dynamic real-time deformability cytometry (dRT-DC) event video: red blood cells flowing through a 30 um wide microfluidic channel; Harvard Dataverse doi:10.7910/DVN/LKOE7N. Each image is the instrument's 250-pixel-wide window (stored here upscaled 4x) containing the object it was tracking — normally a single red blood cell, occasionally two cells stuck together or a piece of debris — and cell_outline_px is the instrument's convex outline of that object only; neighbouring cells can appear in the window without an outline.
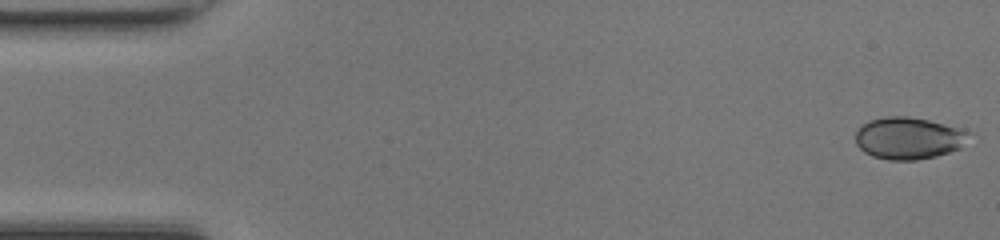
{"species": "common noctule bat (a hibernating species)", "species_latin": "Nyctalus noctula", "temperature_condition": "room temperature", "stored_images_in_passage": 49, "camera_frame_rate_fps": 3000, "um_per_image_px": 0.085, "animal": {"sex": "female", "body_mass_g": 17.0, "forearm_length_mm": 48.0}, "frame": {"image": 1, "passage_image": 1, "time_ms": 0.0, "image_size_px": [1000, 240], "cell_outline_px": [[976, 132], [960, 148], [936, 156], [916, 160], [888, 160], [872, 156], [864, 152], [856, 144], [856, 132], [868, 120], [888, 116], [908, 116], [928, 120], [964, 128]], "centroid_in_image_um": [77.3, 11.74], "position_along_channel_um": 7.7, "area_um2": 28.15}}
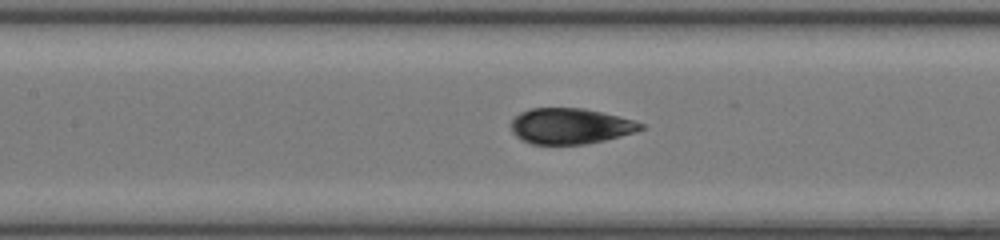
{"frame": {"image": 2, "passage_image": 22, "time_ms": 7.0, "image_size_px": [1000, 240], "cell_outline_px": [[644, 128], [636, 132], [604, 140], [584, 144], [532, 144], [516, 136], [512, 132], [512, 120], [520, 112], [532, 108], [584, 108], [620, 116], [644, 124]], "centroid_in_image_um": [48.49, 10.71], "position_along_channel_um": 158.9, "area_um2": 26.88}}
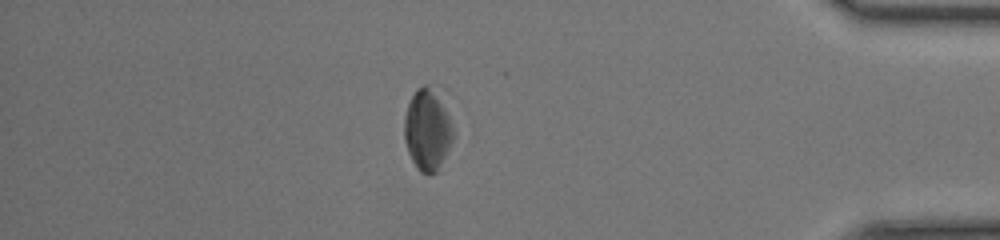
{"frame": {"image": 3, "passage_image": 42, "time_ms": 13.667, "image_size_px": [1000, 240], "cell_outline_px": [[452, 140], [436, 172], [428, 176], [420, 172], [416, 168], [408, 152], [404, 140], [404, 116], [408, 104], [416, 88], [424, 84], [428, 84], [432, 88], [448, 116], [452, 128]], "centroid_in_image_um": [36.27, 11.07], "position_along_channel_um": 398.9, "area_um2": 22.6}, "authors_computed_cell_mechanics": {"area_um2": 27.1082, "velocity_mm_per_s": 4.2091, "shape_relaxation_time_tau1_ms": 2.012, "shape_relaxation_time_tau2_ms": 1.6099, "deformation_change_tau1": 0.0771, "deformation_change_tau2": 0.071}}